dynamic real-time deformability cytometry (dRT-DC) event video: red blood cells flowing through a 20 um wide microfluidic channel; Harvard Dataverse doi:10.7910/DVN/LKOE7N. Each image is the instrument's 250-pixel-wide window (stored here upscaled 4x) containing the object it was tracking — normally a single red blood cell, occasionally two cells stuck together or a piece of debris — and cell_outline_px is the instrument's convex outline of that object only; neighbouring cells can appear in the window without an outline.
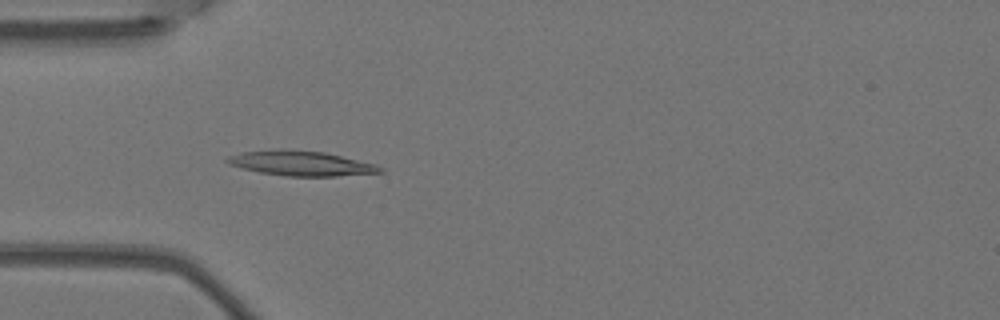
{"species": "Egyptian fruit bat (a non-hibernating species)", "species_latin": "Rousettus aegyptiacus", "temperature_condition": "warm", "stored_images_in_passage": 4, "camera_frame_rate_fps": 3000, "um_per_image_px": 0.085, "animal": {"sex": "female"}, "frame": {"image": 1, "passage_image": 4, "time_ms": 1.0, "image_size_px": [1000, 320], "cell_outline_px": [[384, 172], [336, 176], [288, 176], [260, 172], [228, 164], [224, 160], [228, 156], [244, 152], [280, 148], [284, 148], [324, 152], [376, 164], [384, 168]], "centroid_in_image_um": [25.6, 13.87], "position_along_channel_um": 59.4, "area_um2": 22.14}}